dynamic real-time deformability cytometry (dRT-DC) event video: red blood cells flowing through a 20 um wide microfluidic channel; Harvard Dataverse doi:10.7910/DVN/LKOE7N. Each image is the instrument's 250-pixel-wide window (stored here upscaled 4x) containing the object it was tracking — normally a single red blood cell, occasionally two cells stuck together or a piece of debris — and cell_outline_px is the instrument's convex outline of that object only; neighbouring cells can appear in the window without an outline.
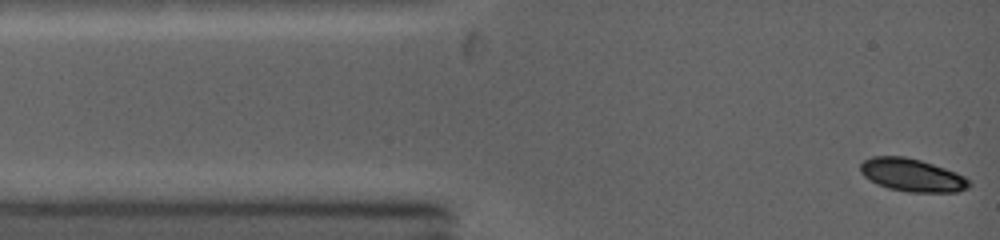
{"species": "common noctule bat (a hibernating species)", "species_latin": "Nyctalus noctula", "temperature_condition": "warm", "stored_images_in_passage": 64, "camera_frame_rate_fps": 5000, "um_per_image_px": 0.085, "animal": {"sex": "female", "body_mass_g": 19.0, "forearm_length_mm": 53.3}, "frame": {"image": 1, "passage_image": 1, "time_ms": 0.0, "image_size_px": [1000, 240], "cell_outline_px": [[972, 184], [968, 188], [956, 192], [908, 192], [888, 188], [864, 176], [860, 172], [860, 164], [864, 160], [872, 156], [904, 156], [920, 160], [956, 172], [964, 176]], "centroid_in_image_um": [77.53, 14.88], "position_along_channel_um": 7.5, "area_um2": 20.69}}
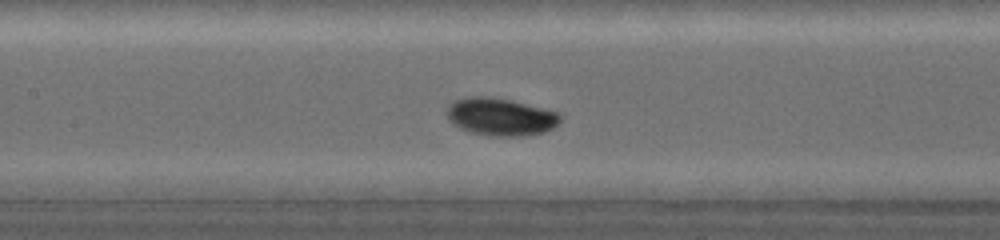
{"frame": {"image": 2, "passage_image": 27, "time_ms": 5.0, "image_size_px": [1000, 240], "cell_outline_px": [[564, 116], [552, 128], [544, 132], [528, 136], [488, 136], [468, 132], [452, 124], [448, 120], [444, 112], [456, 100], [472, 96], [480, 96], [508, 100], [560, 112]], "centroid_in_image_um": [42.54, 9.96], "position_along_channel_um": 164.9, "area_um2": 24.91}}
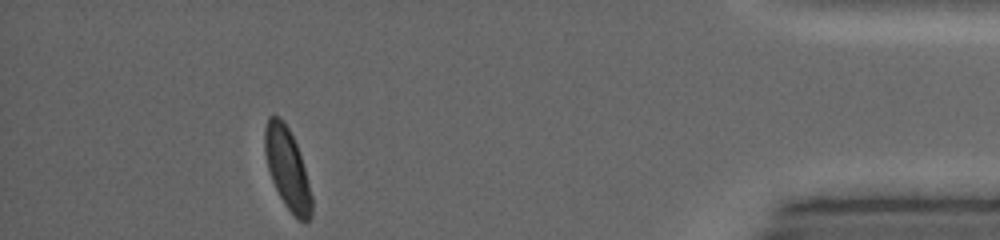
{"frame": {"image": 3, "passage_image": 64, "time_ms": 12.2, "image_size_px": [1000, 240], "cell_outline_px": [[312, 216], [304, 224], [296, 220], [284, 204], [272, 180], [268, 168], [264, 152], [264, 128], [268, 116], [280, 116], [284, 120], [296, 144], [304, 168], [312, 196]], "centroid_in_image_um": [24.42, 14.36], "position_along_channel_um": 410.8, "area_um2": 22.25}, "authors_computed_cell_mechanics": {"area_um2": 22.6287, "velocity_mm_per_s": 4.2703, "shape_relaxation_time_tau1_ms": 2.4793, "shape_relaxation_time_tau2_ms": null, "deformation_change_tau1": 0.1375, "deformation_change_tau2": null}}